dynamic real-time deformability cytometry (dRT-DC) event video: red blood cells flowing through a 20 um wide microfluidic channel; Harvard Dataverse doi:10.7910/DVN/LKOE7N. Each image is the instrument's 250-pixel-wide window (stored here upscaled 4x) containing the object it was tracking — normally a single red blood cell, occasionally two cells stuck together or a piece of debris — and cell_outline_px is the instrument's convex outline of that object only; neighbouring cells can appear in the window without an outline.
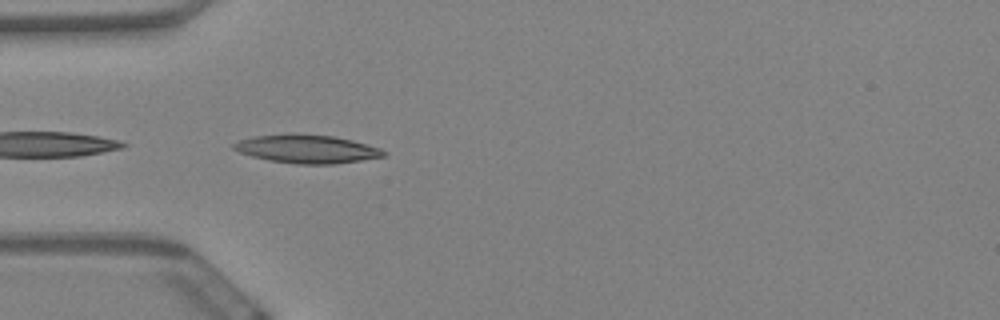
{"species": "Egyptian fruit bat (a non-hibernating species)", "species_latin": "Rousettus aegyptiacus", "temperature_condition": "warm", "stored_images_in_passage": 8, "camera_frame_rate_fps": 3000, "um_per_image_px": 0.085, "animal": {"sex": "female"}, "frame": {"image": 1, "passage_image": 1, "time_ms": 0.0, "image_size_px": [1000, 320], "cell_outline_px": [[388, 152], [384, 156], [336, 164], [296, 164], [268, 160], [252, 156], [240, 152], [232, 148], [232, 144], [240, 140], [252, 136], [292, 132], [336, 136], [352, 140], [380, 148]], "centroid_in_image_um": [26.07, 12.64], "position_along_channel_um": 58.9, "area_um2": 25.14}}